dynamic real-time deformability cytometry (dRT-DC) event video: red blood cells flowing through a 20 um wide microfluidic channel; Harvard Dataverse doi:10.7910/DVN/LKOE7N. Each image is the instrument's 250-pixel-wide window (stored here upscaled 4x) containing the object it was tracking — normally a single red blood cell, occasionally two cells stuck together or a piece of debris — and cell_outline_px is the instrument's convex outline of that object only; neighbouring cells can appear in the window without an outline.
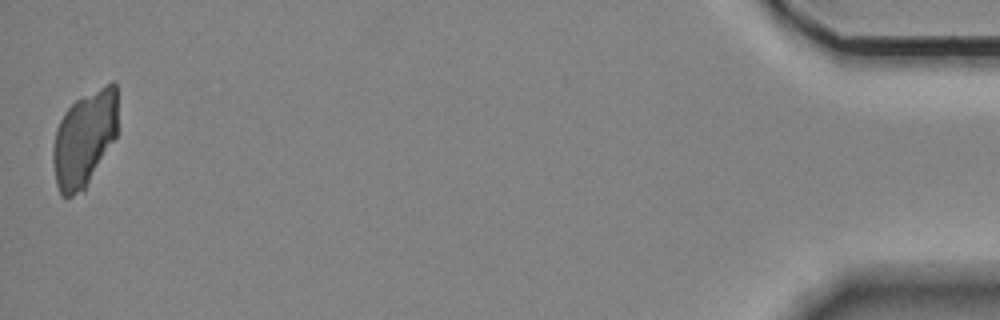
{"species": "Egyptian fruit bat (a non-hibernating species)", "species_latin": "Rousettus aegyptiacus", "temperature_condition": "room temperature", "stored_images_in_passage": 40, "camera_frame_rate_fps": 3000, "um_per_image_px": 0.085, "animal": {"sex": "female"}, "frame": {"image": 1, "passage_image": 40, "time_ms": 13.0, "image_size_px": [1000, 320], "cell_outline_px": [[116, 136], [84, 192], [72, 196], [60, 196], [56, 184], [52, 160], [52, 148], [56, 128], [64, 112], [76, 100], [112, 80], [116, 84]], "centroid_in_image_um": [7.14, 11.83], "position_along_channel_um": 428.1, "area_um2": 36.3}}